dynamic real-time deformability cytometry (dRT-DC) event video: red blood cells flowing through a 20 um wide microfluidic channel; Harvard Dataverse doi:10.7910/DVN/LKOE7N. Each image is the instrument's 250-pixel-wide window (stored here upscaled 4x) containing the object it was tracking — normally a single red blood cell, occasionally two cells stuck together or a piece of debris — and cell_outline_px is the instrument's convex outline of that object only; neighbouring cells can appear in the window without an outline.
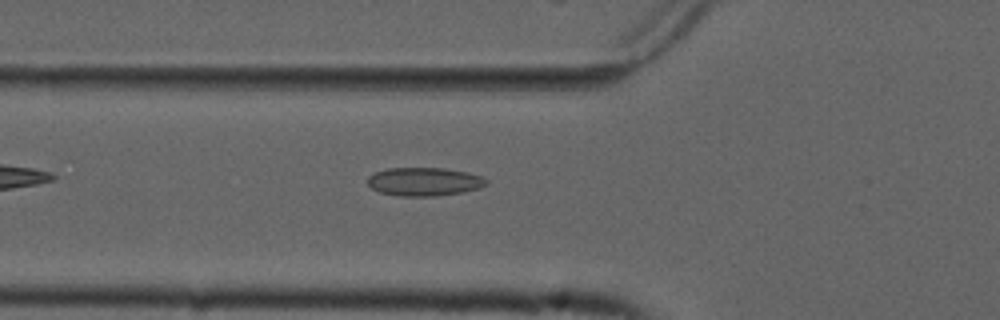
{"species": "common noctule bat (a hibernating species)", "species_latin": "Nyctalus noctula", "temperature_condition": "cold", "stored_images_in_passage": 31, "camera_frame_rate_fps": 3000, "um_per_image_px": 0.085, "animal": {"sex": "male", "forearm_length_mm": 52.5}, "frame": {"image": 1, "passage_image": 2, "time_ms": 0.333, "image_size_px": [1000, 320], "cell_outline_px": [[488, 184], [480, 188], [464, 192], [432, 196], [396, 196], [380, 192], [372, 188], [368, 184], [368, 176], [376, 172], [388, 168], [444, 168], [468, 172], [480, 176], [488, 180]], "centroid_in_image_um": [36.08, 15.44], "position_along_channel_um": 89.7, "area_um2": 19.71}}
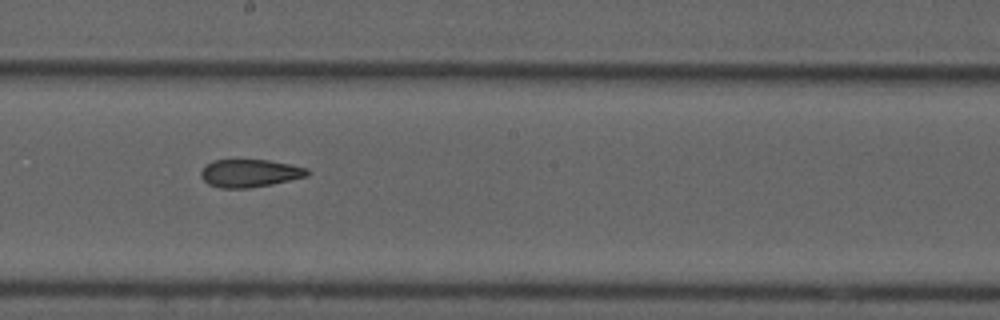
{"frame": {"image": 2, "passage_image": 13, "time_ms": 4.0, "image_size_px": [1000, 320], "cell_outline_px": [[312, 172], [308, 176], [272, 184], [248, 188], [220, 188], [208, 184], [200, 176], [200, 172], [212, 160], [268, 160], [308, 168]], "centroid_in_image_um": [21.25, 14.73], "position_along_channel_um": 226.9, "area_um2": 17.22}}
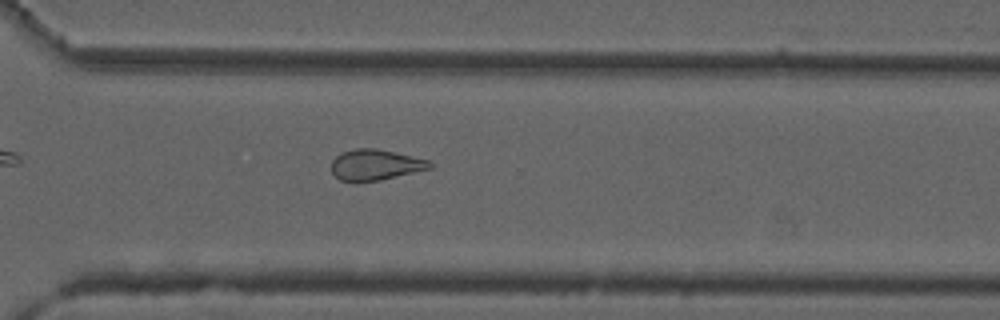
{"frame": {"image": 3, "passage_image": 22, "time_ms": 7.0, "image_size_px": [1000, 320], "cell_outline_px": [[432, 168], [380, 180], [340, 180], [332, 172], [332, 160], [340, 152], [356, 148], [376, 148], [428, 160], [432, 164]], "centroid_in_image_um": [31.9, 13.99], "position_along_channel_um": 338.7, "area_um2": 17.28}}